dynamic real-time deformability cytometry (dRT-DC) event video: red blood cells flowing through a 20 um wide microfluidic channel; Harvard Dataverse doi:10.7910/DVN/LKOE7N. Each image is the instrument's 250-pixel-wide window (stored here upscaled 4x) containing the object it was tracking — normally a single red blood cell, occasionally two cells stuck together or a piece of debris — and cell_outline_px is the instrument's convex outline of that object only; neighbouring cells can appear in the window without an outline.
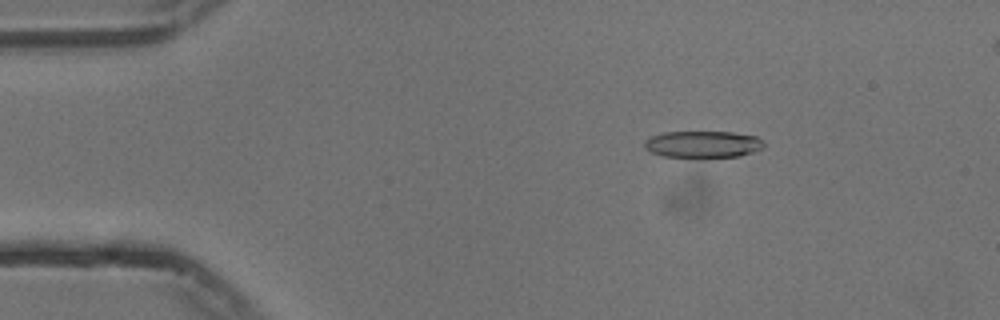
{"species": "common noctule bat (a hibernating species)", "species_latin": "Nyctalus noctula", "temperature_condition": "cold", "stored_images_in_passage": 55, "camera_frame_rate_fps": 3000, "um_per_image_px": 0.085, "animal": {"sex": "male", "body_mass_g": 13.3}, "frame": {"image": 1, "passage_image": 9, "time_ms": 2.667, "image_size_px": [1000, 320], "cell_outline_px": [[764, 148], [756, 152], [740, 156], [708, 160], [696, 160], [664, 156], [652, 152], [644, 148], [644, 140], [652, 136], [664, 132], [732, 132], [756, 136], [764, 140]], "centroid_in_image_um": [59.79, 12.32], "position_along_channel_um": 25.2, "area_um2": 19.77}}
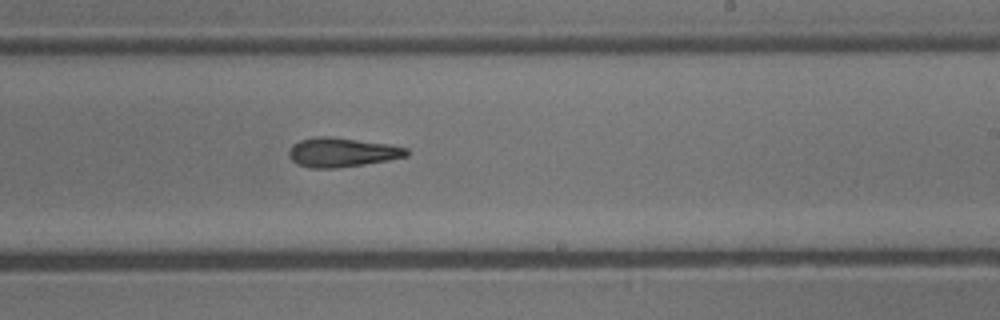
{"frame": {"image": 2, "passage_image": 33, "time_ms": 10.667, "image_size_px": [1000, 320], "cell_outline_px": [[408, 156], [388, 160], [364, 164], [336, 168], [308, 168], [296, 164], [288, 156], [288, 152], [292, 144], [300, 140], [316, 136], [332, 136], [388, 144], [408, 148]], "centroid_in_image_um": [29.03, 12.94], "position_along_channel_um": 260.0, "area_um2": 20.23}}
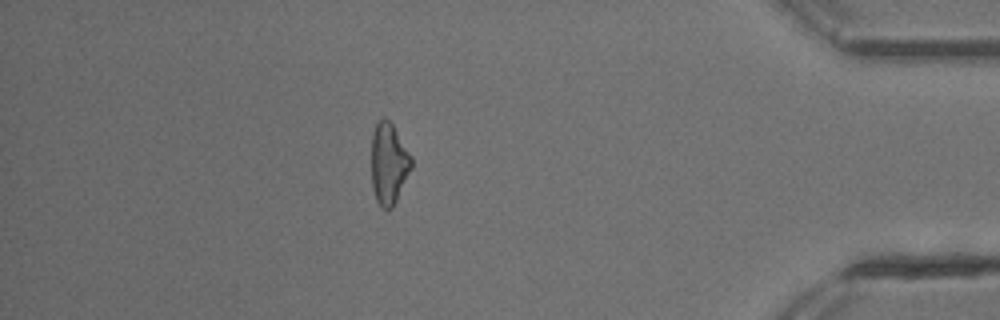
{"frame": {"image": 3, "passage_image": 48, "time_ms": 15.667, "image_size_px": [1000, 320], "cell_outline_px": [[412, 168], [392, 208], [384, 208], [376, 200], [372, 188], [372, 132], [376, 124], [384, 116], [392, 124], [412, 156]], "centroid_in_image_um": [33.05, 13.89], "position_along_channel_um": 402.2, "area_um2": 18.79}}